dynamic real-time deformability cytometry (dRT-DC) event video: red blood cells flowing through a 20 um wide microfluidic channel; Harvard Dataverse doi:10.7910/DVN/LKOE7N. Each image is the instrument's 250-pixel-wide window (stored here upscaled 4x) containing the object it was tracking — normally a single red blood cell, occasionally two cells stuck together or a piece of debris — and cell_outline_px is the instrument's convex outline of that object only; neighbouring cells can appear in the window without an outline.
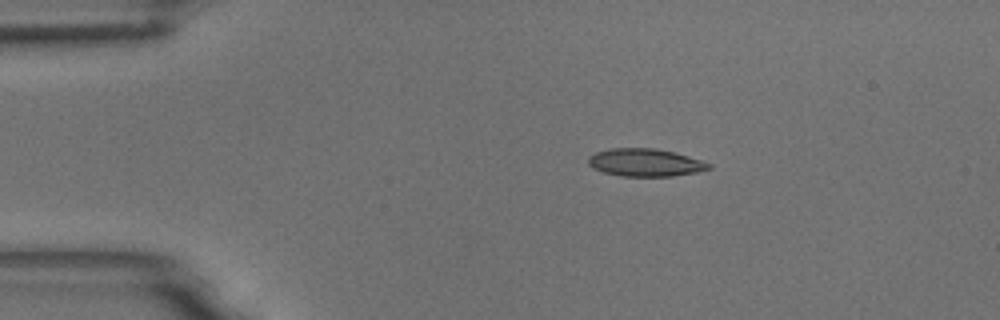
{"species": "common noctule bat (a hibernating species)", "species_latin": "Nyctalus noctula", "temperature_condition": "room temperature", "stored_images_in_passage": 4, "camera_frame_rate_fps": 3000, "um_per_image_px": 0.085, "animal": {"sex": "male", "body_mass_g": 18.8}, "frame": {"image": 1, "passage_image": 1, "time_ms": 0.0, "image_size_px": [1000, 320], "cell_outline_px": [[712, 168], [696, 172], [672, 176], [620, 176], [604, 172], [592, 168], [588, 164], [588, 156], [596, 152], [612, 148], [656, 148], [688, 156], [712, 164]], "centroid_in_image_um": [54.82, 13.81], "position_along_channel_um": 30.2, "area_um2": 19.42}}
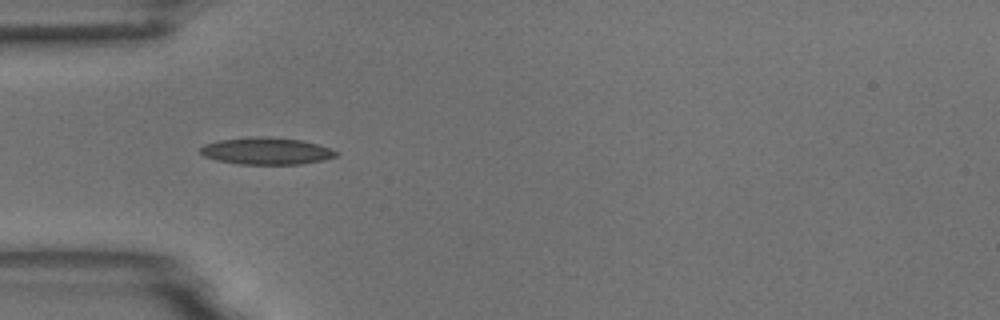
{"frame": {"image": 2, "passage_image": 3, "time_ms": 0.667, "image_size_px": [1000, 320], "cell_outline_px": [[340, 156], [324, 160], [300, 164], [240, 164], [216, 160], [204, 156], [200, 152], [200, 148], [204, 144], [220, 140], [260, 136], [300, 140], [316, 144], [340, 152]], "centroid_in_image_um": [22.67, 12.85], "position_along_channel_um": 62.3, "area_um2": 21.21}}